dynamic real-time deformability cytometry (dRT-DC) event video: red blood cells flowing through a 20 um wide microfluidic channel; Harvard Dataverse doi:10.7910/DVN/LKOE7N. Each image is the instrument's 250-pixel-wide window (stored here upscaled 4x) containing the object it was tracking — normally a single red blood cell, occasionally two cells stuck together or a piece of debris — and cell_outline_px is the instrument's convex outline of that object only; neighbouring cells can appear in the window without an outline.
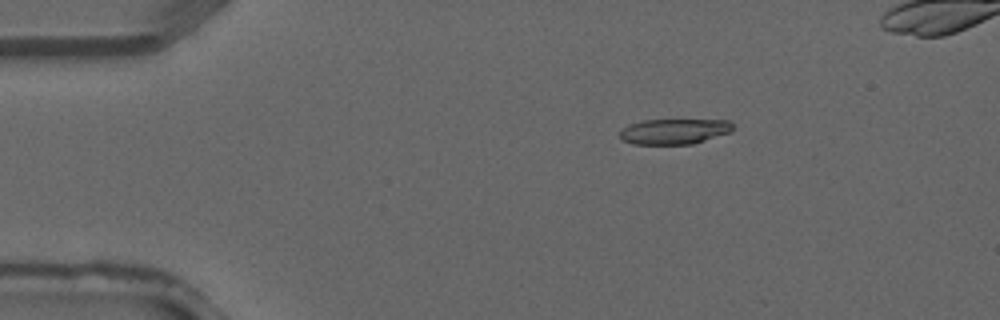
{"species": "common noctule bat (a hibernating species)", "species_latin": "Nyctalus noctula", "temperature_condition": "warm", "stored_images_in_passage": 2, "camera_frame_rate_fps": 3000, "um_per_image_px": 0.085, "animal": {"sex": "male", "forearm_length_mm": 52.5}, "frame": {"image": 1, "passage_image": 1, "time_ms": 0.0, "image_size_px": [1000, 320], "cell_outline_px": [[732, 132], [692, 144], [632, 144], [620, 140], [620, 132], [628, 124], [640, 120], [728, 120], [732, 124]], "centroid_in_image_um": [57.28, 11.17], "position_along_channel_um": 27.7, "area_um2": 16.82}}